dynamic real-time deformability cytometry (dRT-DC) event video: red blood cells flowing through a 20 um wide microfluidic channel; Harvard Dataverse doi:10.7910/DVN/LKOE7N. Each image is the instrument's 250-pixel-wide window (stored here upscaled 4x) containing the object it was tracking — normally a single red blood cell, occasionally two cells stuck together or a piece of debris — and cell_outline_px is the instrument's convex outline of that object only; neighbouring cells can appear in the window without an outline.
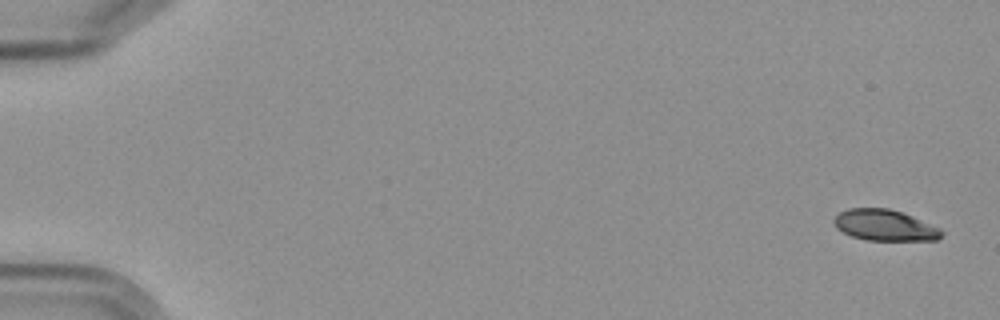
{"species": "Egyptian fruit bat (a non-hibernating species)", "species_latin": "Rousettus aegyptiacus", "temperature_condition": "cold", "stored_images_in_passage": 7, "camera_frame_rate_fps": 3000, "um_per_image_px": 0.085, "frame": {"image": 1, "passage_image": 1, "time_ms": 0.0, "image_size_px": [1000, 320], "cell_outline_px": [[944, 232], [936, 240], [868, 240], [852, 236], [836, 228], [832, 220], [840, 212], [848, 208], [888, 208], [912, 216], [940, 228]], "centroid_in_image_um": [75.18, 19.14], "position_along_channel_um": 9.8, "area_um2": 19.31}}
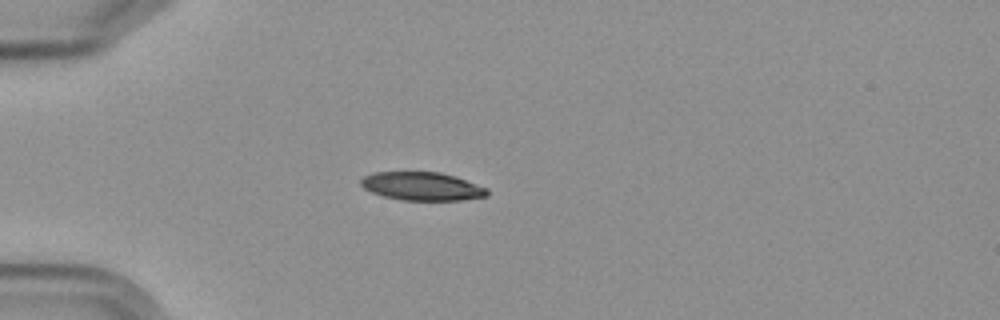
{"frame": {"image": 2, "passage_image": 5, "time_ms": 5.0, "image_size_px": [1000, 320], "cell_outline_px": [[488, 196], [460, 200], [404, 200], [384, 196], [372, 192], [364, 188], [360, 184], [360, 180], [364, 176], [372, 172], [440, 172], [456, 176], [488, 188]], "centroid_in_image_um": [35.89, 15.82], "position_along_channel_um": 49.1, "area_um2": 20.87}}
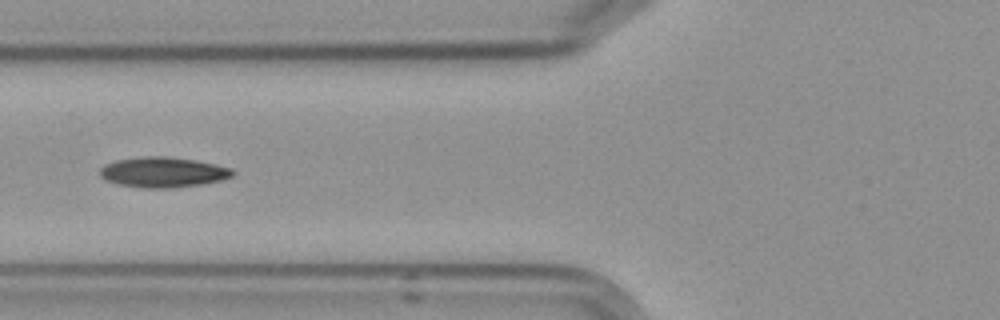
{"frame": {"image": 3, "passage_image": 7, "time_ms": 7.333, "image_size_px": [1000, 320], "cell_outline_px": [[236, 172], [232, 176], [220, 180], [200, 184], [172, 188], [144, 188], [116, 184], [104, 180], [100, 176], [100, 168], [104, 164], [116, 160], [144, 156], [168, 156], [196, 160], [216, 164], [232, 168]], "centroid_in_image_um": [13.84, 14.63], "position_along_channel_um": 112.0, "area_um2": 23.64}}